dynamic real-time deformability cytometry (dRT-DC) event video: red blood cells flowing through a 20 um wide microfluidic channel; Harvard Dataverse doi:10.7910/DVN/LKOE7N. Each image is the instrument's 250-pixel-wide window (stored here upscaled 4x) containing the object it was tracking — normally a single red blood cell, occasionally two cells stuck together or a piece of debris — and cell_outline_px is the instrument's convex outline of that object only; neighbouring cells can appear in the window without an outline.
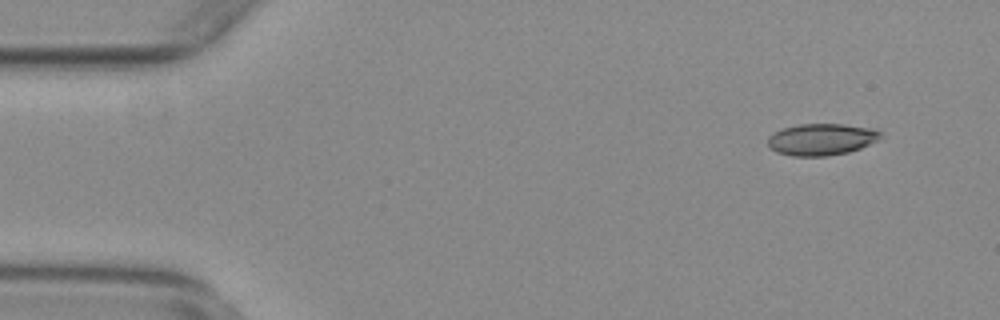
{"species": "common noctule bat (a hibernating species)", "species_latin": "Nyctalus noctula", "temperature_condition": "warm", "stored_images_in_passage": 52, "camera_frame_rate_fps": 3000, "um_per_image_px": 0.085, "animal": {"sex": "female", "body_mass_g": 29.2, "forearm_length_mm": 56.3}, "frame": {"image": 1, "passage_image": 2, "time_ms": 0.333, "image_size_px": [1000, 320], "cell_outline_px": [[880, 136], [876, 140], [860, 148], [848, 152], [828, 156], [792, 156], [776, 152], [768, 148], [768, 136], [784, 128], [800, 124], [844, 124], [876, 128], [880, 132]], "centroid_in_image_um": [69.8, 11.85], "position_along_channel_um": 15.2, "area_um2": 20.81}}
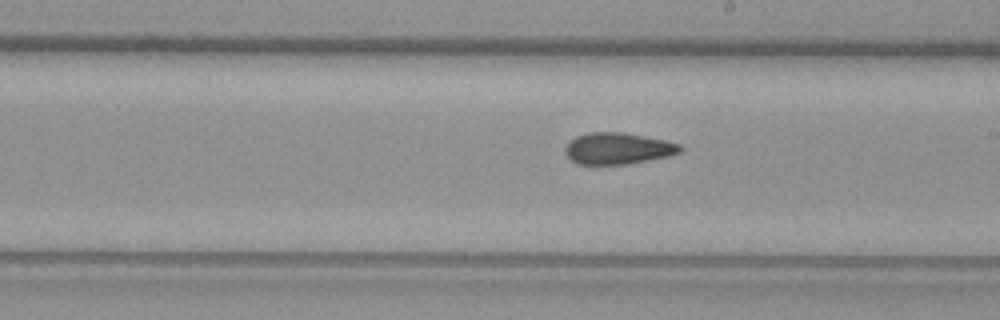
{"frame": {"image": 2, "passage_image": 28, "time_ms": 9.0, "image_size_px": [1000, 320], "cell_outline_px": [[684, 148], [680, 152], [668, 156], [628, 164], [576, 164], [568, 160], [564, 152], [564, 148], [568, 140], [576, 136], [588, 132], [624, 132], [664, 140], [680, 144]], "centroid_in_image_um": [52.45, 12.62], "position_along_channel_um": 236.5, "area_um2": 21.39}}
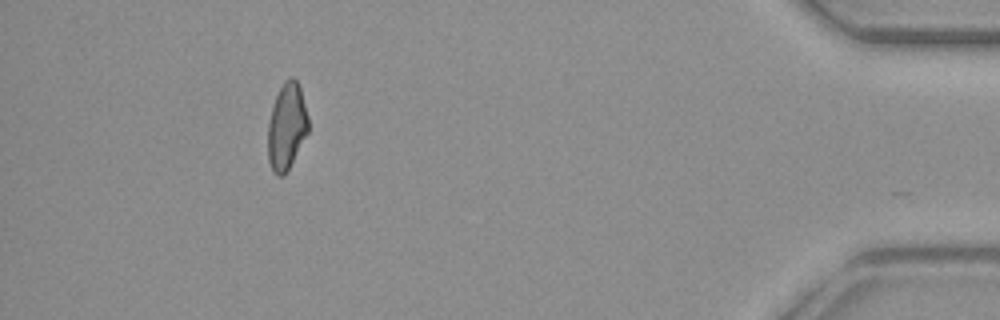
{"frame": {"image": 3, "passage_image": 47, "time_ms": 15.333, "image_size_px": [1000, 320], "cell_outline_px": [[308, 132], [284, 176], [276, 176], [272, 172], [268, 160], [268, 124], [272, 108], [276, 96], [284, 80], [292, 76], [296, 80], [300, 88], [308, 116]], "centroid_in_image_um": [24.36, 10.77], "position_along_channel_um": 410.8, "area_um2": 20.23}, "authors_computed_cell_mechanics": {"area_um2": 21.1259, "velocity_mm_per_s": 3.7873, "shape_relaxation_time_tau1_ms": null, "shape_relaxation_time_tau2_ms": 2.4266, "deformation_change_tau1": null, "deformation_change_tau2": 0.084}}